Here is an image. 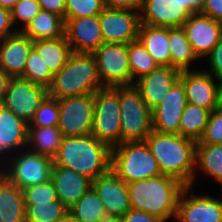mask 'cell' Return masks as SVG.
Listing matches in <instances>:
<instances>
[{
	"instance_id": "c3c4849f",
	"label": "cell",
	"mask_w": 222,
	"mask_h": 222,
	"mask_svg": "<svg viewBox=\"0 0 222 222\" xmlns=\"http://www.w3.org/2000/svg\"><path fill=\"white\" fill-rule=\"evenodd\" d=\"M11 79L12 77L10 75H7L0 69V101L4 98Z\"/></svg>"
},
{
	"instance_id": "9a60e30c",
	"label": "cell",
	"mask_w": 222,
	"mask_h": 222,
	"mask_svg": "<svg viewBox=\"0 0 222 222\" xmlns=\"http://www.w3.org/2000/svg\"><path fill=\"white\" fill-rule=\"evenodd\" d=\"M182 28L199 59L206 57L222 38V22L201 13L191 14Z\"/></svg>"
},
{
	"instance_id": "4dcf8cb0",
	"label": "cell",
	"mask_w": 222,
	"mask_h": 222,
	"mask_svg": "<svg viewBox=\"0 0 222 222\" xmlns=\"http://www.w3.org/2000/svg\"><path fill=\"white\" fill-rule=\"evenodd\" d=\"M210 111L191 103H187L183 110L179 135L198 142L204 135Z\"/></svg>"
},
{
	"instance_id": "681fc988",
	"label": "cell",
	"mask_w": 222,
	"mask_h": 222,
	"mask_svg": "<svg viewBox=\"0 0 222 222\" xmlns=\"http://www.w3.org/2000/svg\"><path fill=\"white\" fill-rule=\"evenodd\" d=\"M217 81V108H222V77Z\"/></svg>"
},
{
	"instance_id": "52a82bcc",
	"label": "cell",
	"mask_w": 222,
	"mask_h": 222,
	"mask_svg": "<svg viewBox=\"0 0 222 222\" xmlns=\"http://www.w3.org/2000/svg\"><path fill=\"white\" fill-rule=\"evenodd\" d=\"M53 164V158L25 148L0 165V174L22 190L51 179Z\"/></svg>"
},
{
	"instance_id": "b9f144b4",
	"label": "cell",
	"mask_w": 222,
	"mask_h": 222,
	"mask_svg": "<svg viewBox=\"0 0 222 222\" xmlns=\"http://www.w3.org/2000/svg\"><path fill=\"white\" fill-rule=\"evenodd\" d=\"M121 219L122 222H164L159 217L133 208H131Z\"/></svg>"
},
{
	"instance_id": "74e56055",
	"label": "cell",
	"mask_w": 222,
	"mask_h": 222,
	"mask_svg": "<svg viewBox=\"0 0 222 222\" xmlns=\"http://www.w3.org/2000/svg\"><path fill=\"white\" fill-rule=\"evenodd\" d=\"M41 7L37 0H19L14 8L11 10V21L12 25L19 23L21 27L15 28L16 31H22L39 13Z\"/></svg>"
},
{
	"instance_id": "8992f818",
	"label": "cell",
	"mask_w": 222,
	"mask_h": 222,
	"mask_svg": "<svg viewBox=\"0 0 222 222\" xmlns=\"http://www.w3.org/2000/svg\"><path fill=\"white\" fill-rule=\"evenodd\" d=\"M121 143L145 141L153 131L152 111L134 85L119 86Z\"/></svg>"
},
{
	"instance_id": "836d02e7",
	"label": "cell",
	"mask_w": 222,
	"mask_h": 222,
	"mask_svg": "<svg viewBox=\"0 0 222 222\" xmlns=\"http://www.w3.org/2000/svg\"><path fill=\"white\" fill-rule=\"evenodd\" d=\"M128 58L132 75V85L137 79L149 74L158 67L152 56L138 39L128 44Z\"/></svg>"
},
{
	"instance_id": "ee69618b",
	"label": "cell",
	"mask_w": 222,
	"mask_h": 222,
	"mask_svg": "<svg viewBox=\"0 0 222 222\" xmlns=\"http://www.w3.org/2000/svg\"><path fill=\"white\" fill-rule=\"evenodd\" d=\"M15 32L16 29L13 28L11 21V11L0 6V41Z\"/></svg>"
},
{
	"instance_id": "ffe728a7",
	"label": "cell",
	"mask_w": 222,
	"mask_h": 222,
	"mask_svg": "<svg viewBox=\"0 0 222 222\" xmlns=\"http://www.w3.org/2000/svg\"><path fill=\"white\" fill-rule=\"evenodd\" d=\"M180 71L173 67L158 66L134 82L143 100L153 111L170 91L174 83L179 79Z\"/></svg>"
},
{
	"instance_id": "f5cc1de1",
	"label": "cell",
	"mask_w": 222,
	"mask_h": 222,
	"mask_svg": "<svg viewBox=\"0 0 222 222\" xmlns=\"http://www.w3.org/2000/svg\"><path fill=\"white\" fill-rule=\"evenodd\" d=\"M55 222H76L69 214Z\"/></svg>"
},
{
	"instance_id": "8fae6325",
	"label": "cell",
	"mask_w": 222,
	"mask_h": 222,
	"mask_svg": "<svg viewBox=\"0 0 222 222\" xmlns=\"http://www.w3.org/2000/svg\"><path fill=\"white\" fill-rule=\"evenodd\" d=\"M48 95V89L42 85L20 77L12 78L1 105L29 124Z\"/></svg>"
},
{
	"instance_id": "484cf974",
	"label": "cell",
	"mask_w": 222,
	"mask_h": 222,
	"mask_svg": "<svg viewBox=\"0 0 222 222\" xmlns=\"http://www.w3.org/2000/svg\"><path fill=\"white\" fill-rule=\"evenodd\" d=\"M22 32L33 42L57 39L65 36V21L57 14L40 10Z\"/></svg>"
},
{
	"instance_id": "2e32d148",
	"label": "cell",
	"mask_w": 222,
	"mask_h": 222,
	"mask_svg": "<svg viewBox=\"0 0 222 222\" xmlns=\"http://www.w3.org/2000/svg\"><path fill=\"white\" fill-rule=\"evenodd\" d=\"M92 188L103 202L107 216L122 218L131 209L128 185L111 169L97 177Z\"/></svg>"
},
{
	"instance_id": "816d5d0a",
	"label": "cell",
	"mask_w": 222,
	"mask_h": 222,
	"mask_svg": "<svg viewBox=\"0 0 222 222\" xmlns=\"http://www.w3.org/2000/svg\"><path fill=\"white\" fill-rule=\"evenodd\" d=\"M98 222H122V219L119 217L106 216Z\"/></svg>"
},
{
	"instance_id": "7c38bea8",
	"label": "cell",
	"mask_w": 222,
	"mask_h": 222,
	"mask_svg": "<svg viewBox=\"0 0 222 222\" xmlns=\"http://www.w3.org/2000/svg\"><path fill=\"white\" fill-rule=\"evenodd\" d=\"M104 43L129 44L138 39L140 11L107 8L99 15Z\"/></svg>"
},
{
	"instance_id": "e0dca14e",
	"label": "cell",
	"mask_w": 222,
	"mask_h": 222,
	"mask_svg": "<svg viewBox=\"0 0 222 222\" xmlns=\"http://www.w3.org/2000/svg\"><path fill=\"white\" fill-rule=\"evenodd\" d=\"M65 36L73 52L94 53L104 43L99 15L65 18Z\"/></svg>"
},
{
	"instance_id": "9c48e42d",
	"label": "cell",
	"mask_w": 222,
	"mask_h": 222,
	"mask_svg": "<svg viewBox=\"0 0 222 222\" xmlns=\"http://www.w3.org/2000/svg\"><path fill=\"white\" fill-rule=\"evenodd\" d=\"M104 87L132 85L128 44L103 43L94 53Z\"/></svg>"
},
{
	"instance_id": "d6a6232c",
	"label": "cell",
	"mask_w": 222,
	"mask_h": 222,
	"mask_svg": "<svg viewBox=\"0 0 222 222\" xmlns=\"http://www.w3.org/2000/svg\"><path fill=\"white\" fill-rule=\"evenodd\" d=\"M68 215V208L60 201L25 203L26 222H55Z\"/></svg>"
},
{
	"instance_id": "7bdbcfd3",
	"label": "cell",
	"mask_w": 222,
	"mask_h": 222,
	"mask_svg": "<svg viewBox=\"0 0 222 222\" xmlns=\"http://www.w3.org/2000/svg\"><path fill=\"white\" fill-rule=\"evenodd\" d=\"M105 7L140 11L143 0H103Z\"/></svg>"
},
{
	"instance_id": "277c9868",
	"label": "cell",
	"mask_w": 222,
	"mask_h": 222,
	"mask_svg": "<svg viewBox=\"0 0 222 222\" xmlns=\"http://www.w3.org/2000/svg\"><path fill=\"white\" fill-rule=\"evenodd\" d=\"M93 54L73 52L67 63L54 75L48 88L55 99L94 94L103 88Z\"/></svg>"
},
{
	"instance_id": "5b68a950",
	"label": "cell",
	"mask_w": 222,
	"mask_h": 222,
	"mask_svg": "<svg viewBox=\"0 0 222 222\" xmlns=\"http://www.w3.org/2000/svg\"><path fill=\"white\" fill-rule=\"evenodd\" d=\"M110 169L126 184L162 175L145 141L123 142L111 148Z\"/></svg>"
},
{
	"instance_id": "6da1fadb",
	"label": "cell",
	"mask_w": 222,
	"mask_h": 222,
	"mask_svg": "<svg viewBox=\"0 0 222 222\" xmlns=\"http://www.w3.org/2000/svg\"><path fill=\"white\" fill-rule=\"evenodd\" d=\"M145 142L157 160L162 175L176 178L186 187H192L196 141L179 134H161L152 131Z\"/></svg>"
},
{
	"instance_id": "5bb4252c",
	"label": "cell",
	"mask_w": 222,
	"mask_h": 222,
	"mask_svg": "<svg viewBox=\"0 0 222 222\" xmlns=\"http://www.w3.org/2000/svg\"><path fill=\"white\" fill-rule=\"evenodd\" d=\"M186 104L185 88L178 79L162 102L152 111L153 131L161 134H179L181 116Z\"/></svg>"
},
{
	"instance_id": "ab89813d",
	"label": "cell",
	"mask_w": 222,
	"mask_h": 222,
	"mask_svg": "<svg viewBox=\"0 0 222 222\" xmlns=\"http://www.w3.org/2000/svg\"><path fill=\"white\" fill-rule=\"evenodd\" d=\"M196 144H222V108L210 113L204 135Z\"/></svg>"
},
{
	"instance_id": "f6af8a7d",
	"label": "cell",
	"mask_w": 222,
	"mask_h": 222,
	"mask_svg": "<svg viewBox=\"0 0 222 222\" xmlns=\"http://www.w3.org/2000/svg\"><path fill=\"white\" fill-rule=\"evenodd\" d=\"M41 10L61 16L65 21L66 0H37Z\"/></svg>"
},
{
	"instance_id": "bcb514c9",
	"label": "cell",
	"mask_w": 222,
	"mask_h": 222,
	"mask_svg": "<svg viewBox=\"0 0 222 222\" xmlns=\"http://www.w3.org/2000/svg\"><path fill=\"white\" fill-rule=\"evenodd\" d=\"M200 13L222 22V0H206Z\"/></svg>"
},
{
	"instance_id": "ba28073f",
	"label": "cell",
	"mask_w": 222,
	"mask_h": 222,
	"mask_svg": "<svg viewBox=\"0 0 222 222\" xmlns=\"http://www.w3.org/2000/svg\"><path fill=\"white\" fill-rule=\"evenodd\" d=\"M91 134L110 148L121 144L119 86L103 87L94 93Z\"/></svg>"
},
{
	"instance_id": "8d00e7d4",
	"label": "cell",
	"mask_w": 222,
	"mask_h": 222,
	"mask_svg": "<svg viewBox=\"0 0 222 222\" xmlns=\"http://www.w3.org/2000/svg\"><path fill=\"white\" fill-rule=\"evenodd\" d=\"M104 9L103 0H66L65 18L96 16Z\"/></svg>"
},
{
	"instance_id": "f546056e",
	"label": "cell",
	"mask_w": 222,
	"mask_h": 222,
	"mask_svg": "<svg viewBox=\"0 0 222 222\" xmlns=\"http://www.w3.org/2000/svg\"><path fill=\"white\" fill-rule=\"evenodd\" d=\"M169 47L171 67L179 71L190 70L191 62L199 59L187 40L182 26L169 27Z\"/></svg>"
},
{
	"instance_id": "cb8c5ba5",
	"label": "cell",
	"mask_w": 222,
	"mask_h": 222,
	"mask_svg": "<svg viewBox=\"0 0 222 222\" xmlns=\"http://www.w3.org/2000/svg\"><path fill=\"white\" fill-rule=\"evenodd\" d=\"M138 40L161 67H171L169 27L140 24Z\"/></svg>"
},
{
	"instance_id": "d4e9b609",
	"label": "cell",
	"mask_w": 222,
	"mask_h": 222,
	"mask_svg": "<svg viewBox=\"0 0 222 222\" xmlns=\"http://www.w3.org/2000/svg\"><path fill=\"white\" fill-rule=\"evenodd\" d=\"M0 222H26L22 190L0 174Z\"/></svg>"
},
{
	"instance_id": "ac0fdd59",
	"label": "cell",
	"mask_w": 222,
	"mask_h": 222,
	"mask_svg": "<svg viewBox=\"0 0 222 222\" xmlns=\"http://www.w3.org/2000/svg\"><path fill=\"white\" fill-rule=\"evenodd\" d=\"M179 79L184 85L187 103L198 105L210 112L217 108V81L207 69L180 71Z\"/></svg>"
},
{
	"instance_id": "d590c367",
	"label": "cell",
	"mask_w": 222,
	"mask_h": 222,
	"mask_svg": "<svg viewBox=\"0 0 222 222\" xmlns=\"http://www.w3.org/2000/svg\"><path fill=\"white\" fill-rule=\"evenodd\" d=\"M59 123V102L58 99L49 95L40 104L28 127H51Z\"/></svg>"
},
{
	"instance_id": "4316f807",
	"label": "cell",
	"mask_w": 222,
	"mask_h": 222,
	"mask_svg": "<svg viewBox=\"0 0 222 222\" xmlns=\"http://www.w3.org/2000/svg\"><path fill=\"white\" fill-rule=\"evenodd\" d=\"M58 126L28 127L27 149L32 152L54 158L63 140Z\"/></svg>"
},
{
	"instance_id": "7dc6e473",
	"label": "cell",
	"mask_w": 222,
	"mask_h": 222,
	"mask_svg": "<svg viewBox=\"0 0 222 222\" xmlns=\"http://www.w3.org/2000/svg\"><path fill=\"white\" fill-rule=\"evenodd\" d=\"M206 0H181L182 5L191 13L198 14L203 10Z\"/></svg>"
},
{
	"instance_id": "e575fe53",
	"label": "cell",
	"mask_w": 222,
	"mask_h": 222,
	"mask_svg": "<svg viewBox=\"0 0 222 222\" xmlns=\"http://www.w3.org/2000/svg\"><path fill=\"white\" fill-rule=\"evenodd\" d=\"M20 78L42 85L48 89L52 85L54 75L48 66L45 65L38 52L32 48L26 61L24 74Z\"/></svg>"
},
{
	"instance_id": "7402d4cb",
	"label": "cell",
	"mask_w": 222,
	"mask_h": 222,
	"mask_svg": "<svg viewBox=\"0 0 222 222\" xmlns=\"http://www.w3.org/2000/svg\"><path fill=\"white\" fill-rule=\"evenodd\" d=\"M28 124L12 111L0 107V165L27 147Z\"/></svg>"
},
{
	"instance_id": "3957f363",
	"label": "cell",
	"mask_w": 222,
	"mask_h": 222,
	"mask_svg": "<svg viewBox=\"0 0 222 222\" xmlns=\"http://www.w3.org/2000/svg\"><path fill=\"white\" fill-rule=\"evenodd\" d=\"M131 208L161 218H176L178 199L186 187L176 178L159 175L128 183Z\"/></svg>"
},
{
	"instance_id": "1f68e13d",
	"label": "cell",
	"mask_w": 222,
	"mask_h": 222,
	"mask_svg": "<svg viewBox=\"0 0 222 222\" xmlns=\"http://www.w3.org/2000/svg\"><path fill=\"white\" fill-rule=\"evenodd\" d=\"M68 214L76 222H98L107 216L103 202L92 187L68 209Z\"/></svg>"
},
{
	"instance_id": "60d3db41",
	"label": "cell",
	"mask_w": 222,
	"mask_h": 222,
	"mask_svg": "<svg viewBox=\"0 0 222 222\" xmlns=\"http://www.w3.org/2000/svg\"><path fill=\"white\" fill-rule=\"evenodd\" d=\"M210 68L207 71L216 79L222 77V38L212 51L206 56Z\"/></svg>"
},
{
	"instance_id": "7a4b0ae2",
	"label": "cell",
	"mask_w": 222,
	"mask_h": 222,
	"mask_svg": "<svg viewBox=\"0 0 222 222\" xmlns=\"http://www.w3.org/2000/svg\"><path fill=\"white\" fill-rule=\"evenodd\" d=\"M53 163V166L71 169L93 182L110 170L111 148L92 134L63 137Z\"/></svg>"
},
{
	"instance_id": "f35d334b",
	"label": "cell",
	"mask_w": 222,
	"mask_h": 222,
	"mask_svg": "<svg viewBox=\"0 0 222 222\" xmlns=\"http://www.w3.org/2000/svg\"><path fill=\"white\" fill-rule=\"evenodd\" d=\"M24 203H48L58 200L51 179L22 189Z\"/></svg>"
},
{
	"instance_id": "44dd1931",
	"label": "cell",
	"mask_w": 222,
	"mask_h": 222,
	"mask_svg": "<svg viewBox=\"0 0 222 222\" xmlns=\"http://www.w3.org/2000/svg\"><path fill=\"white\" fill-rule=\"evenodd\" d=\"M33 41L22 31H16L0 41V69L12 78L24 74Z\"/></svg>"
},
{
	"instance_id": "83f0119b",
	"label": "cell",
	"mask_w": 222,
	"mask_h": 222,
	"mask_svg": "<svg viewBox=\"0 0 222 222\" xmlns=\"http://www.w3.org/2000/svg\"><path fill=\"white\" fill-rule=\"evenodd\" d=\"M33 48L41 56L53 75L67 63L73 53L66 36L57 39L34 41Z\"/></svg>"
},
{
	"instance_id": "f1b7e54d",
	"label": "cell",
	"mask_w": 222,
	"mask_h": 222,
	"mask_svg": "<svg viewBox=\"0 0 222 222\" xmlns=\"http://www.w3.org/2000/svg\"><path fill=\"white\" fill-rule=\"evenodd\" d=\"M198 170L216 180L222 189V144H196L193 184Z\"/></svg>"
},
{
	"instance_id": "30bf717a",
	"label": "cell",
	"mask_w": 222,
	"mask_h": 222,
	"mask_svg": "<svg viewBox=\"0 0 222 222\" xmlns=\"http://www.w3.org/2000/svg\"><path fill=\"white\" fill-rule=\"evenodd\" d=\"M59 102L58 128L64 137L91 135L94 118V94L65 97Z\"/></svg>"
},
{
	"instance_id": "f907efd6",
	"label": "cell",
	"mask_w": 222,
	"mask_h": 222,
	"mask_svg": "<svg viewBox=\"0 0 222 222\" xmlns=\"http://www.w3.org/2000/svg\"><path fill=\"white\" fill-rule=\"evenodd\" d=\"M19 0H0V6L7 10H12Z\"/></svg>"
},
{
	"instance_id": "d6986e66",
	"label": "cell",
	"mask_w": 222,
	"mask_h": 222,
	"mask_svg": "<svg viewBox=\"0 0 222 222\" xmlns=\"http://www.w3.org/2000/svg\"><path fill=\"white\" fill-rule=\"evenodd\" d=\"M190 15L181 0H143L140 22L151 26L180 27Z\"/></svg>"
},
{
	"instance_id": "4fadbf2b",
	"label": "cell",
	"mask_w": 222,
	"mask_h": 222,
	"mask_svg": "<svg viewBox=\"0 0 222 222\" xmlns=\"http://www.w3.org/2000/svg\"><path fill=\"white\" fill-rule=\"evenodd\" d=\"M192 187L181 192L175 221L177 222H222V199L210 194H190Z\"/></svg>"
},
{
	"instance_id": "603a6c76",
	"label": "cell",
	"mask_w": 222,
	"mask_h": 222,
	"mask_svg": "<svg viewBox=\"0 0 222 222\" xmlns=\"http://www.w3.org/2000/svg\"><path fill=\"white\" fill-rule=\"evenodd\" d=\"M51 180L54 184L58 200L68 209L76 204L92 187L87 177L62 166H53Z\"/></svg>"
}]
</instances>
